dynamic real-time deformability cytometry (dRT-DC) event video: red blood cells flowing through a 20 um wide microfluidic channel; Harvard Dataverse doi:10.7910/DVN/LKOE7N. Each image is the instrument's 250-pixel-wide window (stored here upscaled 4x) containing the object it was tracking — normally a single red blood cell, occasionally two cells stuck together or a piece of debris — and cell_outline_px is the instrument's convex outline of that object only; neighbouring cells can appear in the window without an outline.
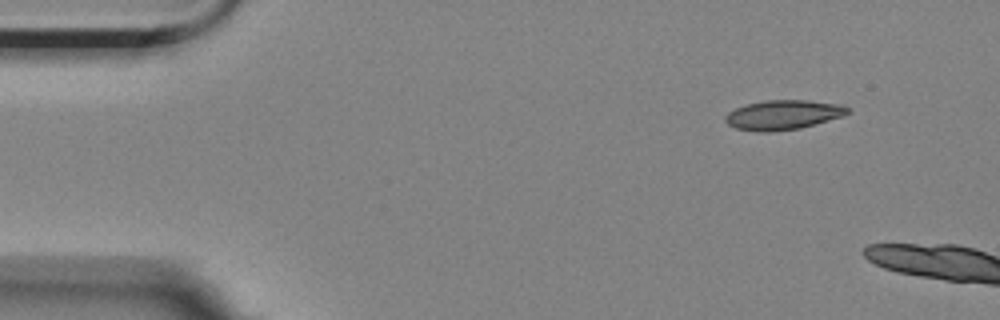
{"species": "Egyptian fruit bat (a non-hibernating species)", "species_latin": "Rousettus aegyptiacus", "temperature_condition": "room temperature", "stored_images_in_passage": 2, "camera_frame_rate_fps": 3000, "um_per_image_px": 0.085, "animal": {"sex": "female"}, "frame": {"image": 1, "passage_image": 1, "time_ms": 0.0, "image_size_px": [1000, 320], "cell_outline_px": [[848, 112], [844, 116], [800, 128], [772, 132], [756, 132], [736, 128], [728, 124], [724, 120], [724, 116], [728, 112], [736, 108], [748, 104], [768, 100], [808, 100], [840, 104], [848, 108]], "centroid_in_image_um": [66.55, 9.77], "position_along_channel_um": 18.5, "area_um2": 21.04}}